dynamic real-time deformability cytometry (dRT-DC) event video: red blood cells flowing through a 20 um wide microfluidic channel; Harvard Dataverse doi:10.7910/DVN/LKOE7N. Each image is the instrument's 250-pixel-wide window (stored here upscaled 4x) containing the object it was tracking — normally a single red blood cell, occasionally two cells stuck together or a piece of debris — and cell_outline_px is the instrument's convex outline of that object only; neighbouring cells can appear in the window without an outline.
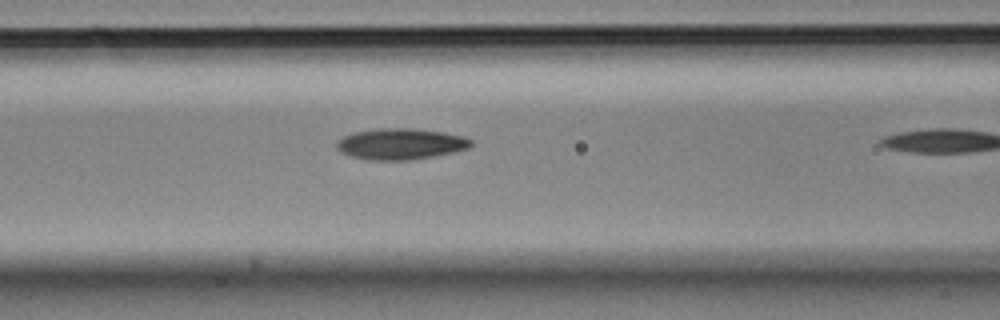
{"species": "Egyptian fruit bat (a non-hibernating species)", "species_latin": "Rousettus aegyptiacus", "temperature_condition": "cold", "stored_images_in_passage": 15, "camera_frame_rate_fps": 3000, "um_per_image_px": 0.085, "animal": {"sex": "male"}, "frame": {"image": 1, "passage_image": 11, "time_ms": 3.333, "image_size_px": [1000, 320], "cell_outline_px": [[472, 144], [468, 148], [452, 152], [412, 160], [368, 160], [352, 156], [340, 152], [336, 148], [336, 140], [344, 136], [356, 132], [380, 128], [412, 128], [444, 132], [464, 136], [472, 140]], "centroid_in_image_um": [34.03, 12.23], "position_along_channel_um": 132.6, "area_um2": 24.33}}